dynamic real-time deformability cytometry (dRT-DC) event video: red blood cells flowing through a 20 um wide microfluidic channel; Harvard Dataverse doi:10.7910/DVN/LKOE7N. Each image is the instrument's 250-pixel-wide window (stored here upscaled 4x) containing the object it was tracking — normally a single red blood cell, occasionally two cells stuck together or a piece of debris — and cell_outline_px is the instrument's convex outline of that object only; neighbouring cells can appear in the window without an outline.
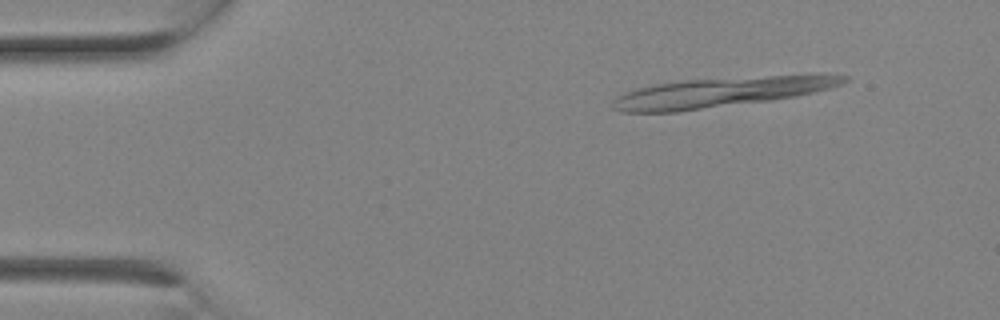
{"species": "Egyptian fruit bat (a non-hibernating species)", "species_latin": "Rousettus aegyptiacus", "temperature_condition": "room temperature", "stored_images_in_passage": 1, "camera_frame_rate_fps": 3000, "um_per_image_px": 0.085, "animal": {"sex": "female"}, "frame": {"image": 1, "passage_image": 1, "time_ms": 0.0, "image_size_px": [1000, 320], "cell_outline_px": [[848, 80], [832, 88], [772, 100], [680, 112], [620, 112], [612, 108], [612, 100], [624, 92], [632, 88], [656, 84], [684, 80], [820, 72], [828, 72], [848, 76]], "centroid_in_image_um": [61.36, 7.81], "position_along_channel_um": 23.6, "area_um2": 41.27}}